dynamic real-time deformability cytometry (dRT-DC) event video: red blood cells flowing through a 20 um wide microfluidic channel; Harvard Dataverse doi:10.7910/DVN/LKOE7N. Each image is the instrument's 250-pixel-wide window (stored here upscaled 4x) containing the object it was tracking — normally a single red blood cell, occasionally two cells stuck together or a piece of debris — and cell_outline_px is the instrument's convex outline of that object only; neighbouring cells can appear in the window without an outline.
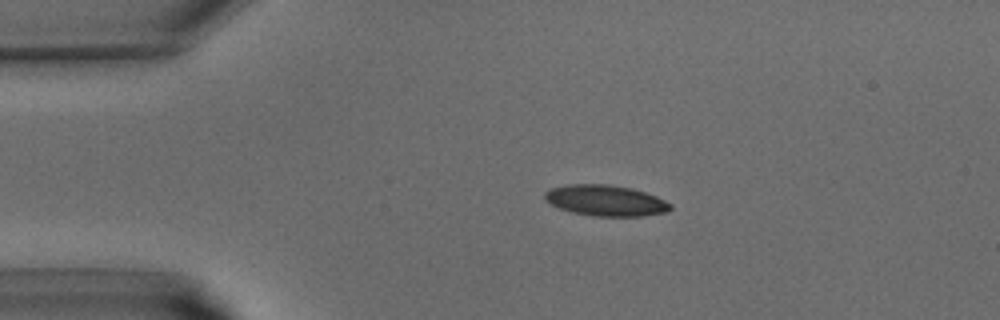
{"species": "common noctule bat (a hibernating species)", "species_latin": "Nyctalus noctula", "temperature_condition": "warm", "stored_images_in_passage": 39, "camera_frame_rate_fps": 3000, "um_per_image_px": 0.085, "animal": {"sex": "male", "body_mass_g": 15.6}, "frame": {"image": 1, "passage_image": 7, "time_ms": 2.0, "image_size_px": [1000, 320], "cell_outline_px": [[672, 208], [668, 212], [644, 216], [592, 216], [572, 212], [560, 208], [544, 200], [544, 192], [548, 188], [568, 184], [608, 184], [632, 188], [656, 196], [672, 204]], "centroid_in_image_um": [51.47, 17.04], "position_along_channel_um": 33.5, "area_um2": 22.83}}
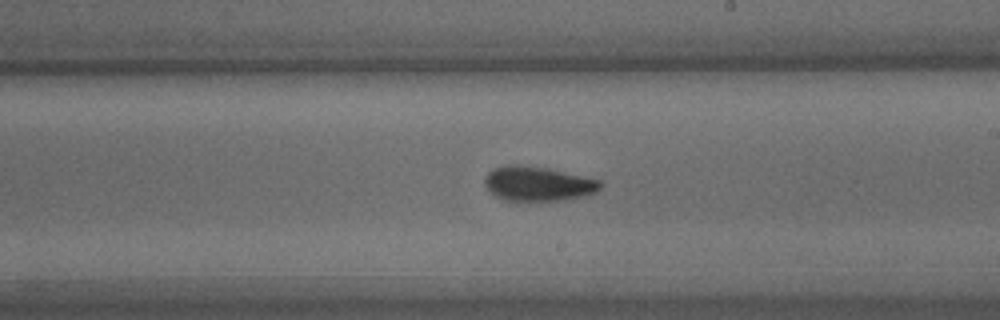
{"frame": {"image": 2, "passage_image": 22, "time_ms": 7.0, "image_size_px": [1000, 320], "cell_outline_px": [[600, 188], [596, 192], [584, 196], [564, 200], [500, 200], [488, 192], [484, 184], [484, 180], [488, 172], [492, 168], [508, 164], [520, 164], [548, 168], [600, 180]], "centroid_in_image_um": [45.66, 15.61], "position_along_channel_um": 243.3, "area_um2": 23.47}}
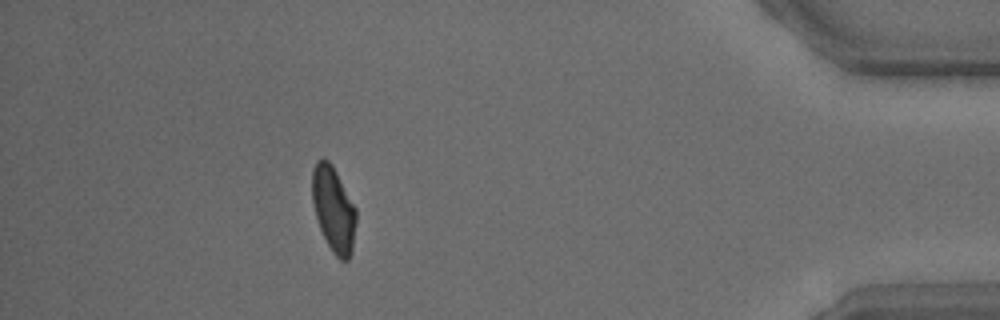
{"frame": {"image": 3, "passage_image": 35, "time_ms": 11.333, "image_size_px": [1000, 320], "cell_outline_px": [[356, 224], [352, 252], [348, 260], [340, 260], [332, 252], [320, 228], [316, 216], [312, 200], [312, 168], [316, 160], [320, 156], [324, 156], [332, 164], [356, 208]], "centroid_in_image_um": [28.34, 17.74], "position_along_channel_um": 406.9, "area_um2": 22.02}}